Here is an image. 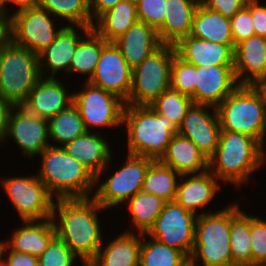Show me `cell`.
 Instances as JSON below:
<instances>
[{"instance_id":"1","label":"cell","mask_w":266,"mask_h":266,"mask_svg":"<svg viewBox=\"0 0 266 266\" xmlns=\"http://www.w3.org/2000/svg\"><path fill=\"white\" fill-rule=\"evenodd\" d=\"M105 211L92 197L55 199L52 220L56 236L82 264H89L103 244V228L98 216Z\"/></svg>"},{"instance_id":"2","label":"cell","mask_w":266,"mask_h":266,"mask_svg":"<svg viewBox=\"0 0 266 266\" xmlns=\"http://www.w3.org/2000/svg\"><path fill=\"white\" fill-rule=\"evenodd\" d=\"M265 150L254 138L238 132L221 131L218 146L208 158V170L219 181L240 189L252 180L255 171L264 167Z\"/></svg>"},{"instance_id":"3","label":"cell","mask_w":266,"mask_h":266,"mask_svg":"<svg viewBox=\"0 0 266 266\" xmlns=\"http://www.w3.org/2000/svg\"><path fill=\"white\" fill-rule=\"evenodd\" d=\"M36 174L55 199L90 198L95 189V176L63 147L48 146L40 155Z\"/></svg>"},{"instance_id":"4","label":"cell","mask_w":266,"mask_h":266,"mask_svg":"<svg viewBox=\"0 0 266 266\" xmlns=\"http://www.w3.org/2000/svg\"><path fill=\"white\" fill-rule=\"evenodd\" d=\"M122 128L126 131L127 152L159 160L178 127L149 105H125Z\"/></svg>"},{"instance_id":"5","label":"cell","mask_w":266,"mask_h":266,"mask_svg":"<svg viewBox=\"0 0 266 266\" xmlns=\"http://www.w3.org/2000/svg\"><path fill=\"white\" fill-rule=\"evenodd\" d=\"M216 110L221 131L242 133L266 147L265 101L255 85H239Z\"/></svg>"},{"instance_id":"6","label":"cell","mask_w":266,"mask_h":266,"mask_svg":"<svg viewBox=\"0 0 266 266\" xmlns=\"http://www.w3.org/2000/svg\"><path fill=\"white\" fill-rule=\"evenodd\" d=\"M192 266H233L230 248V203L196 218Z\"/></svg>"},{"instance_id":"7","label":"cell","mask_w":266,"mask_h":266,"mask_svg":"<svg viewBox=\"0 0 266 266\" xmlns=\"http://www.w3.org/2000/svg\"><path fill=\"white\" fill-rule=\"evenodd\" d=\"M41 77L39 55L12 41L0 50V100L22 106Z\"/></svg>"},{"instance_id":"8","label":"cell","mask_w":266,"mask_h":266,"mask_svg":"<svg viewBox=\"0 0 266 266\" xmlns=\"http://www.w3.org/2000/svg\"><path fill=\"white\" fill-rule=\"evenodd\" d=\"M114 156L112 155L107 166L95 177V189L92 198L104 209L119 207L126 203L136 193L142 191L143 180L153 159L127 153L122 166L107 176L109 166ZM106 174V180L102 178ZM98 187H97V186Z\"/></svg>"},{"instance_id":"9","label":"cell","mask_w":266,"mask_h":266,"mask_svg":"<svg viewBox=\"0 0 266 266\" xmlns=\"http://www.w3.org/2000/svg\"><path fill=\"white\" fill-rule=\"evenodd\" d=\"M175 45L162 44L141 64L132 69L128 105H150L170 88V69L176 55Z\"/></svg>"},{"instance_id":"10","label":"cell","mask_w":266,"mask_h":266,"mask_svg":"<svg viewBox=\"0 0 266 266\" xmlns=\"http://www.w3.org/2000/svg\"><path fill=\"white\" fill-rule=\"evenodd\" d=\"M81 85L80 90L73 91V104L77 107L86 130L101 133L104 128L112 130L122 127L125 101L87 81H83L79 87Z\"/></svg>"},{"instance_id":"11","label":"cell","mask_w":266,"mask_h":266,"mask_svg":"<svg viewBox=\"0 0 266 266\" xmlns=\"http://www.w3.org/2000/svg\"><path fill=\"white\" fill-rule=\"evenodd\" d=\"M2 177L1 188L7 194L21 221L52 218L55 198L37 175Z\"/></svg>"},{"instance_id":"12","label":"cell","mask_w":266,"mask_h":266,"mask_svg":"<svg viewBox=\"0 0 266 266\" xmlns=\"http://www.w3.org/2000/svg\"><path fill=\"white\" fill-rule=\"evenodd\" d=\"M59 23L61 26H58ZM62 24L39 6L13 11L10 15L11 41L39 55L55 41Z\"/></svg>"},{"instance_id":"13","label":"cell","mask_w":266,"mask_h":266,"mask_svg":"<svg viewBox=\"0 0 266 266\" xmlns=\"http://www.w3.org/2000/svg\"><path fill=\"white\" fill-rule=\"evenodd\" d=\"M197 216L176 201L166 202L153 226L146 233L155 240L183 252L188 258L193 252Z\"/></svg>"},{"instance_id":"14","label":"cell","mask_w":266,"mask_h":266,"mask_svg":"<svg viewBox=\"0 0 266 266\" xmlns=\"http://www.w3.org/2000/svg\"><path fill=\"white\" fill-rule=\"evenodd\" d=\"M8 139H13L23 157L32 160L50 146L48 119L28 112L23 106H14L5 142Z\"/></svg>"},{"instance_id":"15","label":"cell","mask_w":266,"mask_h":266,"mask_svg":"<svg viewBox=\"0 0 266 266\" xmlns=\"http://www.w3.org/2000/svg\"><path fill=\"white\" fill-rule=\"evenodd\" d=\"M88 82L119 96L125 102L128 100L132 68L114 42H108L102 48L95 72Z\"/></svg>"},{"instance_id":"16","label":"cell","mask_w":266,"mask_h":266,"mask_svg":"<svg viewBox=\"0 0 266 266\" xmlns=\"http://www.w3.org/2000/svg\"><path fill=\"white\" fill-rule=\"evenodd\" d=\"M220 132L216 107L207 104L193 103L178 128V133L191 140L207 158L215 152Z\"/></svg>"},{"instance_id":"17","label":"cell","mask_w":266,"mask_h":266,"mask_svg":"<svg viewBox=\"0 0 266 266\" xmlns=\"http://www.w3.org/2000/svg\"><path fill=\"white\" fill-rule=\"evenodd\" d=\"M57 34L55 41L39 54L42 77L57 78L59 73L69 75L73 53L80 40L92 29L81 25H67ZM79 30V31H78Z\"/></svg>"},{"instance_id":"18","label":"cell","mask_w":266,"mask_h":266,"mask_svg":"<svg viewBox=\"0 0 266 266\" xmlns=\"http://www.w3.org/2000/svg\"><path fill=\"white\" fill-rule=\"evenodd\" d=\"M221 185V182L209 170L200 174L182 175L175 201L196 216L215 212L213 209L209 211L205 208L214 203L211 201L215 200L218 192L222 190Z\"/></svg>"},{"instance_id":"19","label":"cell","mask_w":266,"mask_h":266,"mask_svg":"<svg viewBox=\"0 0 266 266\" xmlns=\"http://www.w3.org/2000/svg\"><path fill=\"white\" fill-rule=\"evenodd\" d=\"M240 84L234 66H198L193 103L217 107Z\"/></svg>"},{"instance_id":"20","label":"cell","mask_w":266,"mask_h":266,"mask_svg":"<svg viewBox=\"0 0 266 266\" xmlns=\"http://www.w3.org/2000/svg\"><path fill=\"white\" fill-rule=\"evenodd\" d=\"M61 79L62 77H41L22 106L28 112L46 119L68 108L73 104V91Z\"/></svg>"},{"instance_id":"21","label":"cell","mask_w":266,"mask_h":266,"mask_svg":"<svg viewBox=\"0 0 266 266\" xmlns=\"http://www.w3.org/2000/svg\"><path fill=\"white\" fill-rule=\"evenodd\" d=\"M234 73L240 85L266 80V38L251 36L235 45Z\"/></svg>"},{"instance_id":"22","label":"cell","mask_w":266,"mask_h":266,"mask_svg":"<svg viewBox=\"0 0 266 266\" xmlns=\"http://www.w3.org/2000/svg\"><path fill=\"white\" fill-rule=\"evenodd\" d=\"M235 45L202 40L193 36L182 38L176 45L177 55L195 66H234Z\"/></svg>"},{"instance_id":"23","label":"cell","mask_w":266,"mask_h":266,"mask_svg":"<svg viewBox=\"0 0 266 266\" xmlns=\"http://www.w3.org/2000/svg\"><path fill=\"white\" fill-rule=\"evenodd\" d=\"M23 222V223H22ZM11 237L1 240L10 250L39 257L56 237L52 218L22 221Z\"/></svg>"},{"instance_id":"24","label":"cell","mask_w":266,"mask_h":266,"mask_svg":"<svg viewBox=\"0 0 266 266\" xmlns=\"http://www.w3.org/2000/svg\"><path fill=\"white\" fill-rule=\"evenodd\" d=\"M114 44L132 69L162 45L157 30L139 20L116 39Z\"/></svg>"},{"instance_id":"25","label":"cell","mask_w":266,"mask_h":266,"mask_svg":"<svg viewBox=\"0 0 266 266\" xmlns=\"http://www.w3.org/2000/svg\"><path fill=\"white\" fill-rule=\"evenodd\" d=\"M101 134L87 131L63 146L70 156L79 160L95 177L114 155L107 137Z\"/></svg>"},{"instance_id":"26","label":"cell","mask_w":266,"mask_h":266,"mask_svg":"<svg viewBox=\"0 0 266 266\" xmlns=\"http://www.w3.org/2000/svg\"><path fill=\"white\" fill-rule=\"evenodd\" d=\"M108 244V245H107ZM141 233L122 231L103 242L89 266H139Z\"/></svg>"},{"instance_id":"27","label":"cell","mask_w":266,"mask_h":266,"mask_svg":"<svg viewBox=\"0 0 266 266\" xmlns=\"http://www.w3.org/2000/svg\"><path fill=\"white\" fill-rule=\"evenodd\" d=\"M182 175L200 174L208 170V158L188 138L175 134L159 159Z\"/></svg>"},{"instance_id":"28","label":"cell","mask_w":266,"mask_h":266,"mask_svg":"<svg viewBox=\"0 0 266 266\" xmlns=\"http://www.w3.org/2000/svg\"><path fill=\"white\" fill-rule=\"evenodd\" d=\"M201 0H167L163 25L157 30L162 44L176 45L190 35L193 17Z\"/></svg>"},{"instance_id":"29","label":"cell","mask_w":266,"mask_h":266,"mask_svg":"<svg viewBox=\"0 0 266 266\" xmlns=\"http://www.w3.org/2000/svg\"><path fill=\"white\" fill-rule=\"evenodd\" d=\"M236 202L230 204V248L233 266L252 264L251 214Z\"/></svg>"},{"instance_id":"30","label":"cell","mask_w":266,"mask_h":266,"mask_svg":"<svg viewBox=\"0 0 266 266\" xmlns=\"http://www.w3.org/2000/svg\"><path fill=\"white\" fill-rule=\"evenodd\" d=\"M137 21L136 1L125 0L102 13L93 29L107 42H114Z\"/></svg>"},{"instance_id":"31","label":"cell","mask_w":266,"mask_h":266,"mask_svg":"<svg viewBox=\"0 0 266 266\" xmlns=\"http://www.w3.org/2000/svg\"><path fill=\"white\" fill-rule=\"evenodd\" d=\"M190 36L206 41L234 45L230 18L206 8L202 3L194 14Z\"/></svg>"},{"instance_id":"32","label":"cell","mask_w":266,"mask_h":266,"mask_svg":"<svg viewBox=\"0 0 266 266\" xmlns=\"http://www.w3.org/2000/svg\"><path fill=\"white\" fill-rule=\"evenodd\" d=\"M165 203V200L154 194L144 193L143 191L136 193L124 204V206L127 205L129 218L131 217L129 223L132 225L131 229L126 228L123 231L147 233L161 213Z\"/></svg>"},{"instance_id":"33","label":"cell","mask_w":266,"mask_h":266,"mask_svg":"<svg viewBox=\"0 0 266 266\" xmlns=\"http://www.w3.org/2000/svg\"><path fill=\"white\" fill-rule=\"evenodd\" d=\"M108 42L103 39L93 28L80 40L71 60L69 76H86L87 82L95 72L102 48Z\"/></svg>"},{"instance_id":"34","label":"cell","mask_w":266,"mask_h":266,"mask_svg":"<svg viewBox=\"0 0 266 266\" xmlns=\"http://www.w3.org/2000/svg\"><path fill=\"white\" fill-rule=\"evenodd\" d=\"M87 132L77 107L71 104L48 119V135L51 146L63 147Z\"/></svg>"},{"instance_id":"35","label":"cell","mask_w":266,"mask_h":266,"mask_svg":"<svg viewBox=\"0 0 266 266\" xmlns=\"http://www.w3.org/2000/svg\"><path fill=\"white\" fill-rule=\"evenodd\" d=\"M181 175L160 162L153 160L143 180L142 191L161 197L166 202L175 201Z\"/></svg>"},{"instance_id":"36","label":"cell","mask_w":266,"mask_h":266,"mask_svg":"<svg viewBox=\"0 0 266 266\" xmlns=\"http://www.w3.org/2000/svg\"><path fill=\"white\" fill-rule=\"evenodd\" d=\"M189 258L146 233L141 234L139 266H188Z\"/></svg>"},{"instance_id":"37","label":"cell","mask_w":266,"mask_h":266,"mask_svg":"<svg viewBox=\"0 0 266 266\" xmlns=\"http://www.w3.org/2000/svg\"><path fill=\"white\" fill-rule=\"evenodd\" d=\"M39 7L67 25L93 28L94 21L89 8V0H40Z\"/></svg>"},{"instance_id":"38","label":"cell","mask_w":266,"mask_h":266,"mask_svg":"<svg viewBox=\"0 0 266 266\" xmlns=\"http://www.w3.org/2000/svg\"><path fill=\"white\" fill-rule=\"evenodd\" d=\"M193 100L190 96L168 89L149 106L158 114L171 120L179 128Z\"/></svg>"},{"instance_id":"39","label":"cell","mask_w":266,"mask_h":266,"mask_svg":"<svg viewBox=\"0 0 266 266\" xmlns=\"http://www.w3.org/2000/svg\"><path fill=\"white\" fill-rule=\"evenodd\" d=\"M197 66L185 62L177 54L170 69V89L192 96L196 88Z\"/></svg>"},{"instance_id":"40","label":"cell","mask_w":266,"mask_h":266,"mask_svg":"<svg viewBox=\"0 0 266 266\" xmlns=\"http://www.w3.org/2000/svg\"><path fill=\"white\" fill-rule=\"evenodd\" d=\"M76 261L82 260L56 236L38 257V266H77Z\"/></svg>"},{"instance_id":"41","label":"cell","mask_w":266,"mask_h":266,"mask_svg":"<svg viewBox=\"0 0 266 266\" xmlns=\"http://www.w3.org/2000/svg\"><path fill=\"white\" fill-rule=\"evenodd\" d=\"M137 17L158 30L165 19L167 0H135Z\"/></svg>"},{"instance_id":"42","label":"cell","mask_w":266,"mask_h":266,"mask_svg":"<svg viewBox=\"0 0 266 266\" xmlns=\"http://www.w3.org/2000/svg\"><path fill=\"white\" fill-rule=\"evenodd\" d=\"M251 214L252 264L266 262V219Z\"/></svg>"},{"instance_id":"43","label":"cell","mask_w":266,"mask_h":266,"mask_svg":"<svg viewBox=\"0 0 266 266\" xmlns=\"http://www.w3.org/2000/svg\"><path fill=\"white\" fill-rule=\"evenodd\" d=\"M234 45L255 35L250 9L245 6L230 18Z\"/></svg>"},{"instance_id":"44","label":"cell","mask_w":266,"mask_h":266,"mask_svg":"<svg viewBox=\"0 0 266 266\" xmlns=\"http://www.w3.org/2000/svg\"><path fill=\"white\" fill-rule=\"evenodd\" d=\"M0 261L4 266H38V257L10 250L0 241Z\"/></svg>"},{"instance_id":"45","label":"cell","mask_w":266,"mask_h":266,"mask_svg":"<svg viewBox=\"0 0 266 266\" xmlns=\"http://www.w3.org/2000/svg\"><path fill=\"white\" fill-rule=\"evenodd\" d=\"M248 0H201V3L208 9L221 13L231 18L239 10L246 6Z\"/></svg>"},{"instance_id":"46","label":"cell","mask_w":266,"mask_h":266,"mask_svg":"<svg viewBox=\"0 0 266 266\" xmlns=\"http://www.w3.org/2000/svg\"><path fill=\"white\" fill-rule=\"evenodd\" d=\"M246 6L250 9L255 35L266 38V5L259 0H248Z\"/></svg>"},{"instance_id":"47","label":"cell","mask_w":266,"mask_h":266,"mask_svg":"<svg viewBox=\"0 0 266 266\" xmlns=\"http://www.w3.org/2000/svg\"><path fill=\"white\" fill-rule=\"evenodd\" d=\"M14 105L0 100V145L5 144L8 133L9 117Z\"/></svg>"},{"instance_id":"48","label":"cell","mask_w":266,"mask_h":266,"mask_svg":"<svg viewBox=\"0 0 266 266\" xmlns=\"http://www.w3.org/2000/svg\"><path fill=\"white\" fill-rule=\"evenodd\" d=\"M122 1L125 0H89V8L93 21H95L102 13Z\"/></svg>"},{"instance_id":"49","label":"cell","mask_w":266,"mask_h":266,"mask_svg":"<svg viewBox=\"0 0 266 266\" xmlns=\"http://www.w3.org/2000/svg\"><path fill=\"white\" fill-rule=\"evenodd\" d=\"M11 41L10 16L0 13V50Z\"/></svg>"},{"instance_id":"50","label":"cell","mask_w":266,"mask_h":266,"mask_svg":"<svg viewBox=\"0 0 266 266\" xmlns=\"http://www.w3.org/2000/svg\"><path fill=\"white\" fill-rule=\"evenodd\" d=\"M40 0H8L7 2V15L10 16L12 13V6L14 7L15 12H18L23 9H28L31 7H38ZM10 5V6H9ZM9 6V8H8ZM16 8V9H15ZM10 11V12H9Z\"/></svg>"},{"instance_id":"51","label":"cell","mask_w":266,"mask_h":266,"mask_svg":"<svg viewBox=\"0 0 266 266\" xmlns=\"http://www.w3.org/2000/svg\"><path fill=\"white\" fill-rule=\"evenodd\" d=\"M255 86L260 90L264 101H265V111H266V80L260 81L259 83L255 84Z\"/></svg>"},{"instance_id":"52","label":"cell","mask_w":266,"mask_h":266,"mask_svg":"<svg viewBox=\"0 0 266 266\" xmlns=\"http://www.w3.org/2000/svg\"><path fill=\"white\" fill-rule=\"evenodd\" d=\"M8 0H0V13L7 14Z\"/></svg>"},{"instance_id":"53","label":"cell","mask_w":266,"mask_h":266,"mask_svg":"<svg viewBox=\"0 0 266 266\" xmlns=\"http://www.w3.org/2000/svg\"><path fill=\"white\" fill-rule=\"evenodd\" d=\"M249 266H266V262H259V263H254Z\"/></svg>"}]
</instances>
